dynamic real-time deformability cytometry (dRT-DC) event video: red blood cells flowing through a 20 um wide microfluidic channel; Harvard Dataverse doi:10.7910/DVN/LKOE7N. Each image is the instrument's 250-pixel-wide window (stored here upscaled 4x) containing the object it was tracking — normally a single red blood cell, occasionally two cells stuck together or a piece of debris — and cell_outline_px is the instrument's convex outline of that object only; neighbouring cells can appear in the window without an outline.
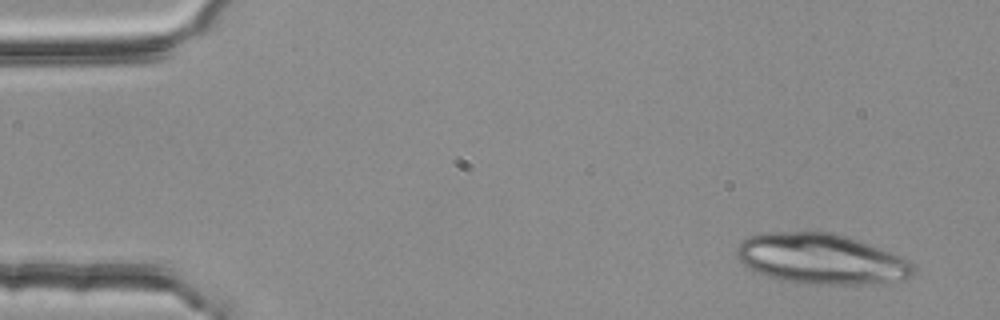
{"species": "common noctule bat (a hibernating species)", "species_latin": "Nyctalus noctula", "temperature_condition": "room temperature", "stored_images_in_passage": 5, "segment_of_instrument_passage": [1, 2], "camera_frame_rate_fps": 3000, "um_per_image_px": 0.085, "animal": {"sex": "female", "body_mass_g": 25.1}, "frame": {"image": 1, "passage_image": 1, "time_ms": 0.0, "image_size_px": [1000, 320], "cell_outline_px": [[916, 272], [908, 280], [856, 284], [816, 284], [780, 280], [756, 272], [748, 268], [740, 260], [736, 252], [736, 248], [748, 236], [764, 232], [832, 232], [860, 240], [892, 252], [908, 260], [916, 268]], "centroid_in_image_um": [69.84, 22.0], "position_along_channel_um": 15.2, "area_um2": 51.96}}